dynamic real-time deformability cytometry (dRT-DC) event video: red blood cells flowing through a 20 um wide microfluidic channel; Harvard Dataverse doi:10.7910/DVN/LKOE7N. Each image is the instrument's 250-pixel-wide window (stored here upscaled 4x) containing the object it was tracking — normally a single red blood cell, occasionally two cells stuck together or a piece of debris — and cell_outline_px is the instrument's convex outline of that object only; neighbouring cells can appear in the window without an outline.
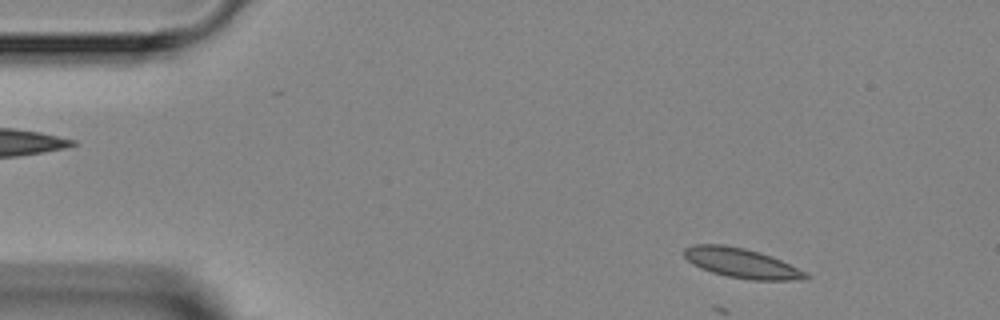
{"species": "Egyptian fruit bat (a non-hibernating species)", "species_latin": "Rousettus aegyptiacus", "temperature_condition": "room temperature", "stored_images_in_passage": 4, "camera_frame_rate_fps": 3000, "um_per_image_px": 0.085, "animal": {"sex": "female"}, "frame": {"image": 1, "passage_image": 2, "time_ms": 1.0, "image_size_px": [1000, 320], "cell_outline_px": [[812, 276], [808, 280], [752, 280], [728, 276], [712, 272], [700, 268], [692, 264], [684, 256], [684, 248], [696, 244], [720, 244], [744, 248], [760, 252], [780, 260], [808, 272]], "centroid_in_image_um": [63.08, 22.37], "position_along_channel_um": 21.9, "area_um2": 21.1}}